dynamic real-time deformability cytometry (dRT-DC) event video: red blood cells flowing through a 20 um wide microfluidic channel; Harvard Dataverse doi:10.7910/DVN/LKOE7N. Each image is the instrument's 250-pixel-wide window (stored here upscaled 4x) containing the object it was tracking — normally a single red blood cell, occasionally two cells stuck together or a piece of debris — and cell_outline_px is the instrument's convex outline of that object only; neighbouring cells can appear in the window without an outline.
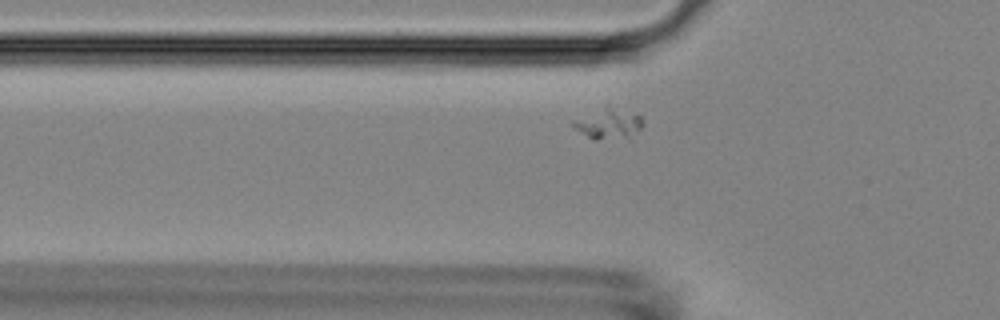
{"species": "Egyptian fruit bat (a non-hibernating species)", "species_latin": "Rousettus aegyptiacus", "temperature_condition": "room temperature", "stored_images_in_passage": 44, "camera_frame_rate_fps": 3000, "um_per_image_px": 0.085, "animal": {"sex": "female"}, "frame": {"image": 1, "passage_image": 7, "time_ms": 2.0, "image_size_px": [1000, 320], "cell_outline_px": [[644, 124], [640, 128], [624, 136], [596, 140], [572, 128], [572, 124], [604, 104], [608, 104], [640, 116], [644, 120]], "centroid_in_image_um": [51.71, 10.45], "position_along_channel_um": 74.1, "area_um2": 11.85}}
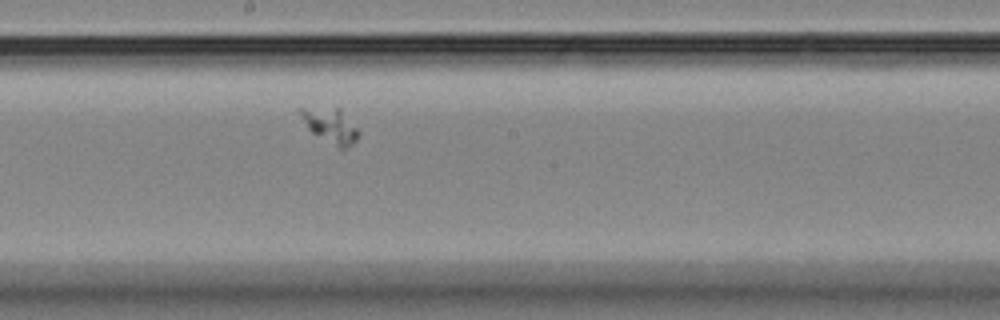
{"frame": {"image": 2, "passage_image": 19, "time_ms": 6.0, "image_size_px": [1000, 320], "cell_outline_px": [[360, 136], [352, 144], [344, 148], [340, 148], [312, 132], [308, 128], [300, 116], [296, 108], [340, 108], [360, 132]], "centroid_in_image_um": [28.09, 10.66], "position_along_channel_um": 220.1, "area_um2": 11.5}}
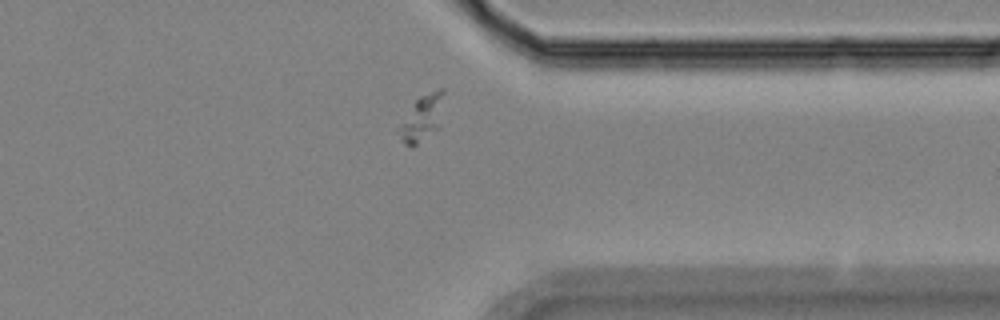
{"frame": {"image": 3, "passage_image": 32, "time_ms": 10.333, "image_size_px": [1000, 320], "cell_outline_px": [[444, 92], [440, 128], [412, 148], [404, 144], [400, 136], [400, 124], [416, 100], [420, 96], [440, 88], [444, 88]], "centroid_in_image_um": [35.92, 10.05], "position_along_channel_um": 375.5, "area_um2": 11.96}}